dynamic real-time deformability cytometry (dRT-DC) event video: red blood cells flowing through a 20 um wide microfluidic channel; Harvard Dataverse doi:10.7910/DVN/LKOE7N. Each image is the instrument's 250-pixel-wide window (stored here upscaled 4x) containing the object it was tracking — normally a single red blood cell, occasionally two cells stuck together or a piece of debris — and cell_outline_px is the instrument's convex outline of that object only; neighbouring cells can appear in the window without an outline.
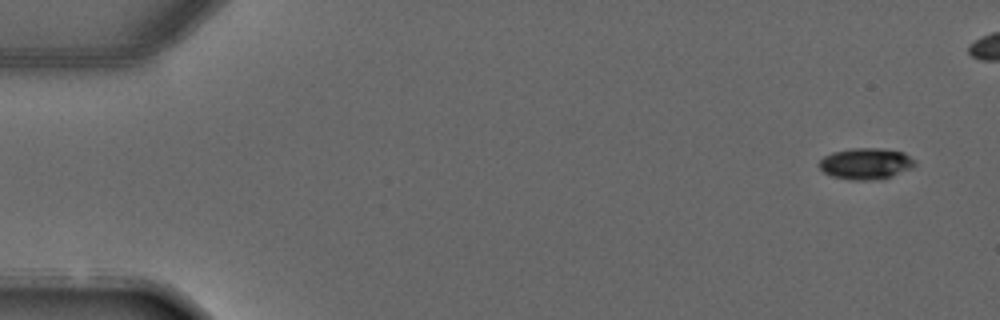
{"species": "common noctule bat (a hibernating species)", "species_latin": "Nyctalus noctula", "temperature_condition": "warm", "stored_images_in_passage": 4, "camera_frame_rate_fps": 3000, "um_per_image_px": 0.085, "animal": {"sex": "male", "forearm_length_mm": 52.5}, "frame": {"image": 1, "passage_image": 1, "time_ms": 0.0, "image_size_px": [1000, 320], "cell_outline_px": [[916, 164], [912, 168], [884, 180], [848, 180], [832, 176], [824, 172], [820, 168], [820, 160], [824, 156], [832, 152], [852, 148], [884, 148], [904, 152]], "centroid_in_image_um": [73.6, 13.92], "position_along_channel_um": 11.4, "area_um2": 17.63}}